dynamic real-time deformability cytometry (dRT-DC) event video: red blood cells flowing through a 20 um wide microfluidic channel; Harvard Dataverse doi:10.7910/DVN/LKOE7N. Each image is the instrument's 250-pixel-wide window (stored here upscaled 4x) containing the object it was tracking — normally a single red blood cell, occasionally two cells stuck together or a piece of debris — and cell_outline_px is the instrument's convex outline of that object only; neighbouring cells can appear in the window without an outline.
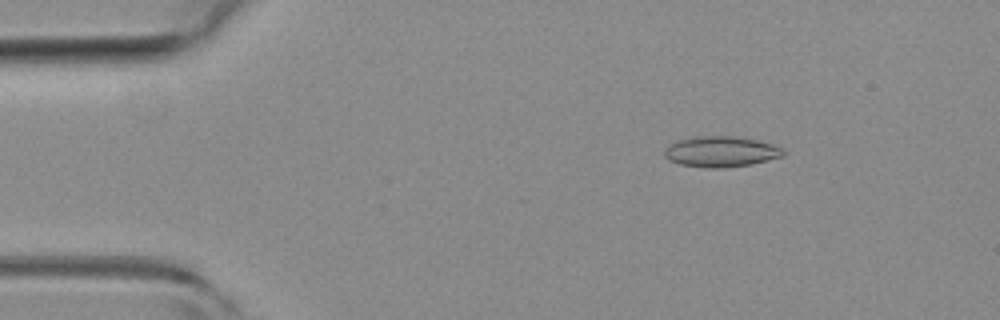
{"species": "common noctule bat (a hibernating species)", "species_latin": "Nyctalus noctula", "temperature_condition": "room temperature", "stored_images_in_passage": 4, "camera_frame_rate_fps": 3000, "um_per_image_px": 0.085, "animal": {"sex": "female", "body_mass_g": 19.3, "forearm_length_mm": 54.1}, "frame": {"image": 1, "passage_image": 3, "time_ms": 0.667, "image_size_px": [1000, 320], "cell_outline_px": [[784, 156], [752, 164], [720, 168], [704, 168], [680, 164], [668, 160], [664, 156], [664, 148], [668, 144], [692, 136], [732, 136], [756, 140], [772, 144], [784, 148]], "centroid_in_image_um": [61.25, 12.89], "position_along_channel_um": 23.7, "area_um2": 21.39}}